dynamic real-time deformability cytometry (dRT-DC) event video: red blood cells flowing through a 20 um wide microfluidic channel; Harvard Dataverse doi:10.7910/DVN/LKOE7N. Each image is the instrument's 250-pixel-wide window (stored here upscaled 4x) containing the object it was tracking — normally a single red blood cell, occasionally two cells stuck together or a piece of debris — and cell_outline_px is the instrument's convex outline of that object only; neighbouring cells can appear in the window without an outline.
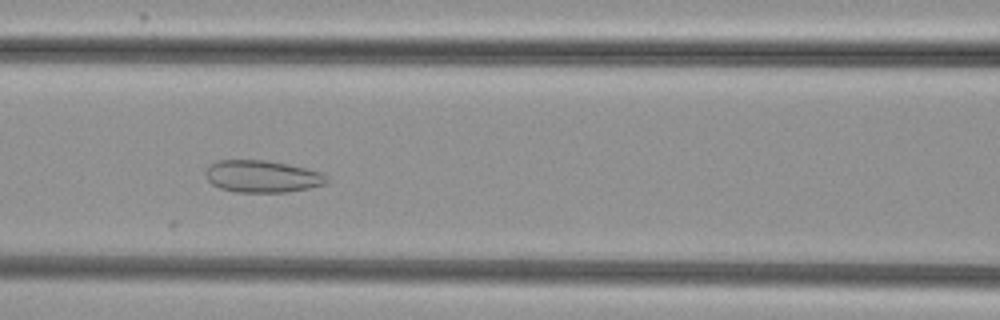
{"species": "common noctule bat (a hibernating species)", "species_latin": "Nyctalus noctula", "temperature_condition": "cold", "stored_images_in_passage": 7, "camera_frame_rate_fps": 3000, "um_per_image_px": 0.085, "animal": {"sex": "female", "body_mass_g": 29.2, "forearm_length_mm": 56.3}, "frame": {"image": 1, "passage_image": 6, "time_ms": 5.667, "image_size_px": [1000, 320], "cell_outline_px": [[328, 180], [324, 184], [308, 188], [288, 192], [236, 192], [220, 188], [212, 184], [208, 180], [204, 172], [216, 160], [264, 160], [288, 164], [324, 172], [328, 176]], "centroid_in_image_um": [22.31, 14.99], "position_along_channel_um": 144.3, "area_um2": 22.72}}
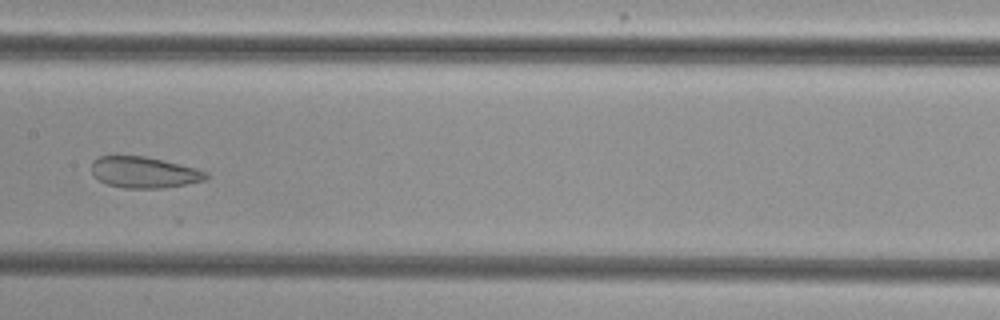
{"frame": {"image": 2, "passage_image": 7, "time_ms": 7.0, "image_size_px": [1000, 320], "cell_outline_px": [[208, 176], [204, 180], [184, 184], [160, 188], [124, 188], [108, 184], [100, 180], [92, 172], [92, 160], [100, 156], [112, 152], [144, 156], [196, 168], [208, 172]], "centroid_in_image_um": [12.17, 14.6], "position_along_channel_um": 195.2, "area_um2": 21.1}}